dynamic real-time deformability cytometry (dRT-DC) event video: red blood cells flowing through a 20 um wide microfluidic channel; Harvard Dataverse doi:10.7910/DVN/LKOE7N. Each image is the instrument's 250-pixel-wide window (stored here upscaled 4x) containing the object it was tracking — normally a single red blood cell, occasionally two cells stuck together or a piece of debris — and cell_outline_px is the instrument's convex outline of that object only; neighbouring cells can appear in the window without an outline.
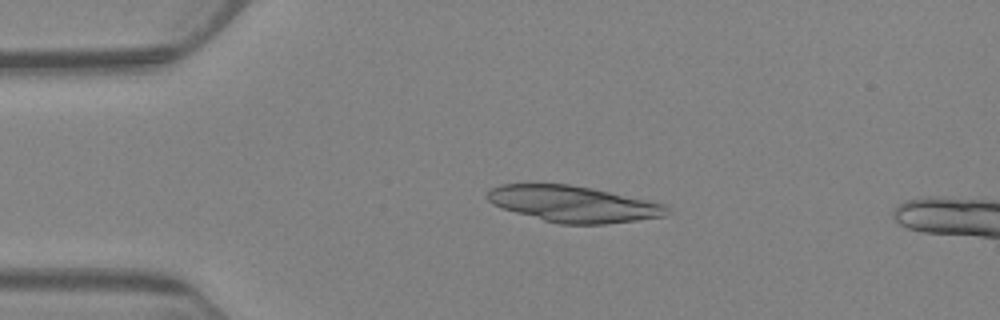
{"species": "Egyptian fruit bat (a non-hibernating species)", "species_latin": "Rousettus aegyptiacus", "temperature_condition": "warm", "stored_images_in_passage": 6, "camera_frame_rate_fps": 3000, "um_per_image_px": 0.085, "animal": {"sex": "female"}, "frame": {"image": 1, "passage_image": 4, "time_ms": 3.333, "image_size_px": [1000, 320], "cell_outline_px": [[668, 216], [604, 224], [560, 224], [544, 220], [500, 208], [492, 204], [488, 200], [488, 192], [492, 188], [500, 184], [568, 184], [608, 192], [664, 204], [668, 208]], "centroid_in_image_um": [48.7, 17.35], "position_along_channel_um": 36.3, "area_um2": 37.34}}